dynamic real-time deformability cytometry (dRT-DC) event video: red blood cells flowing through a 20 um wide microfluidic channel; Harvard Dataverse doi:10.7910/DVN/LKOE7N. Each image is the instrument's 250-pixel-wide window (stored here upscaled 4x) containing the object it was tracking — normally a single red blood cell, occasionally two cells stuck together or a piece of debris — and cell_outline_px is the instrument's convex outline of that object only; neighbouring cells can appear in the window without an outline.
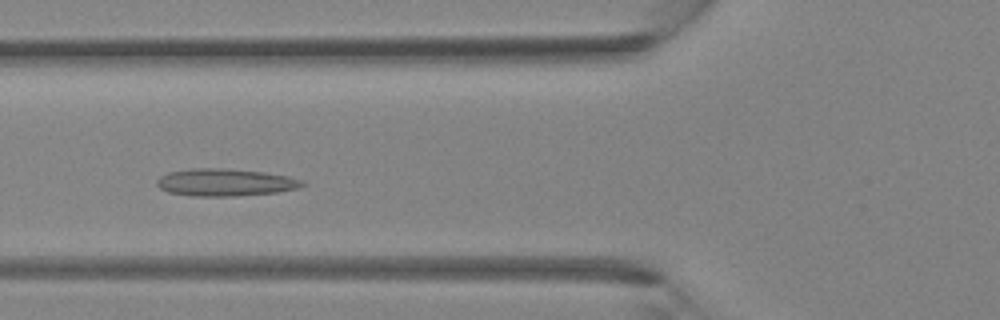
{"species": "Egyptian fruit bat (a non-hibernating species)", "species_latin": "Rousettus aegyptiacus", "temperature_condition": "room temperature", "stored_images_in_passage": 35, "camera_frame_rate_fps": 3000, "um_per_image_px": 0.085, "animal": {"sex": "female"}, "frame": {"image": 1, "passage_image": 10, "time_ms": 3.0, "image_size_px": [1000, 320], "cell_outline_px": [[308, 184], [296, 188], [276, 192], [236, 196], [192, 196], [168, 192], [160, 188], [156, 184], [156, 180], [160, 176], [168, 172], [192, 168], [224, 168], [264, 172], [288, 176], [304, 180]], "centroid_in_image_um": [19.14, 15.5], "position_along_channel_um": 106.7, "area_um2": 23.29}}
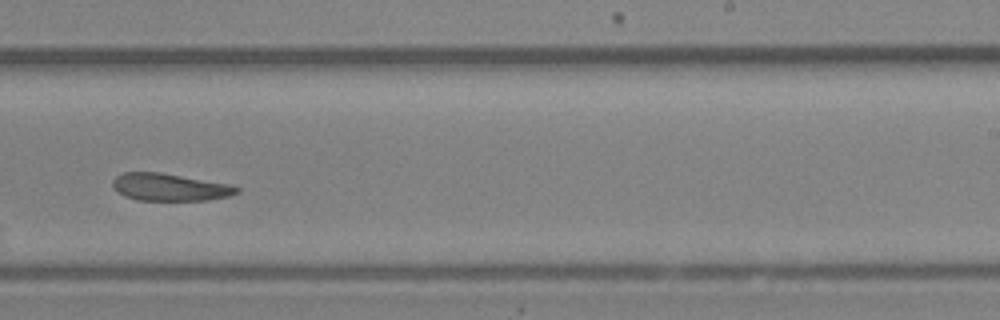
{"frame": {"image": 2, "passage_image": 20, "time_ms": 6.333, "image_size_px": [1000, 320], "cell_outline_px": [[240, 192], [228, 196], [208, 200], [136, 200], [124, 196], [112, 184], [112, 180], [116, 176], [124, 172], [160, 172], [232, 184], [240, 188]], "centroid_in_image_um": [14.47, 15.9], "position_along_channel_um": 274.5, "area_um2": 19.83}}
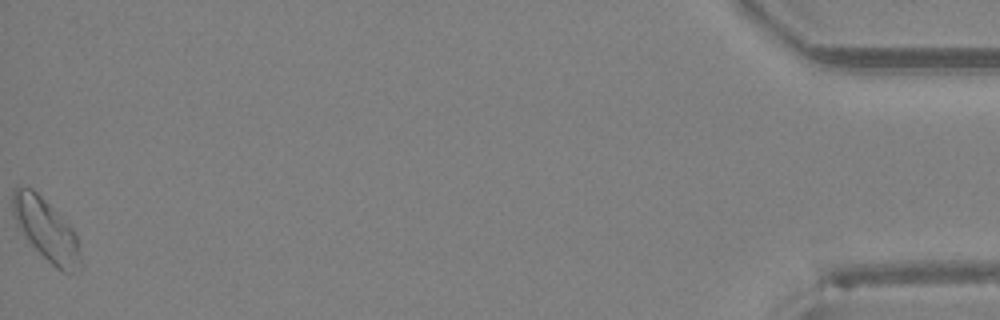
{"frame": {"image": 3, "passage_image": 35, "time_ms": 11.333, "image_size_px": [1000, 320], "cell_outline_px": [[84, 268], [80, 272], [64, 272], [56, 268], [28, 240], [16, 224], [12, 212], [12, 192], [16, 188], [32, 188], [72, 228], [76, 236]], "centroid_in_image_um": [3.95, 19.58], "position_along_channel_um": 431.2, "area_um2": 24.04}}